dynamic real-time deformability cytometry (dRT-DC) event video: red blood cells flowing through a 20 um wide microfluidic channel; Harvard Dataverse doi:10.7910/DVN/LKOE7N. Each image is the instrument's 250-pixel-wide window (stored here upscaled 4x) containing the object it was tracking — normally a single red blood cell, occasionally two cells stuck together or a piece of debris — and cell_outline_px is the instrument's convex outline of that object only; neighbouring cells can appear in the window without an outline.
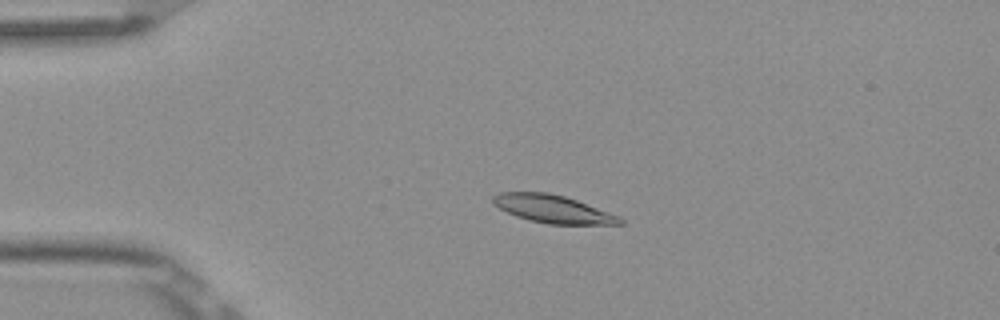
{"species": "Egyptian fruit bat (a non-hibernating species)", "species_latin": "Rousettus aegyptiacus", "temperature_condition": "room temperature", "stored_images_in_passage": 4, "camera_frame_rate_fps": 3000, "um_per_image_px": 0.085, "frame": {"image": 1, "passage_image": 4, "time_ms": 1.0, "image_size_px": [1000, 320], "cell_outline_px": [[624, 224], [548, 224], [528, 220], [516, 216], [492, 204], [492, 196], [500, 192], [548, 192], [564, 196], [576, 200], [620, 216], [624, 220]], "centroid_in_image_um": [46.98, 17.76], "position_along_channel_um": 38.0, "area_um2": 20.58}}